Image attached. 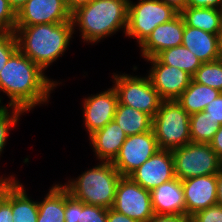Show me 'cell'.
Listing matches in <instances>:
<instances>
[{
  "label": "cell",
  "mask_w": 222,
  "mask_h": 222,
  "mask_svg": "<svg viewBox=\"0 0 222 222\" xmlns=\"http://www.w3.org/2000/svg\"><path fill=\"white\" fill-rule=\"evenodd\" d=\"M121 174L112 162L101 161L63 186L69 194L85 204L110 209L114 205L117 184Z\"/></svg>",
  "instance_id": "277c9868"
},
{
  "label": "cell",
  "mask_w": 222,
  "mask_h": 222,
  "mask_svg": "<svg viewBox=\"0 0 222 222\" xmlns=\"http://www.w3.org/2000/svg\"><path fill=\"white\" fill-rule=\"evenodd\" d=\"M16 12L9 5L8 0H0V32H14Z\"/></svg>",
  "instance_id": "1f68e13d"
},
{
  "label": "cell",
  "mask_w": 222,
  "mask_h": 222,
  "mask_svg": "<svg viewBox=\"0 0 222 222\" xmlns=\"http://www.w3.org/2000/svg\"><path fill=\"white\" fill-rule=\"evenodd\" d=\"M163 64L175 66L193 76L202 62L183 45L163 50L156 56Z\"/></svg>",
  "instance_id": "d4e9b609"
},
{
  "label": "cell",
  "mask_w": 222,
  "mask_h": 222,
  "mask_svg": "<svg viewBox=\"0 0 222 222\" xmlns=\"http://www.w3.org/2000/svg\"><path fill=\"white\" fill-rule=\"evenodd\" d=\"M58 84L19 49L0 71V92L10 99L8 107H19L26 112L48 103L51 91Z\"/></svg>",
  "instance_id": "6da1fadb"
},
{
  "label": "cell",
  "mask_w": 222,
  "mask_h": 222,
  "mask_svg": "<svg viewBox=\"0 0 222 222\" xmlns=\"http://www.w3.org/2000/svg\"><path fill=\"white\" fill-rule=\"evenodd\" d=\"M112 208L137 222H148L154 215L150 191L129 176H121Z\"/></svg>",
  "instance_id": "9c48e42d"
},
{
  "label": "cell",
  "mask_w": 222,
  "mask_h": 222,
  "mask_svg": "<svg viewBox=\"0 0 222 222\" xmlns=\"http://www.w3.org/2000/svg\"><path fill=\"white\" fill-rule=\"evenodd\" d=\"M157 150H159V147L153 130L127 136L112 163L122 176H129Z\"/></svg>",
  "instance_id": "30bf717a"
},
{
  "label": "cell",
  "mask_w": 222,
  "mask_h": 222,
  "mask_svg": "<svg viewBox=\"0 0 222 222\" xmlns=\"http://www.w3.org/2000/svg\"><path fill=\"white\" fill-rule=\"evenodd\" d=\"M13 222H37L38 201H33L19 180H12Z\"/></svg>",
  "instance_id": "cb8c5ba5"
},
{
  "label": "cell",
  "mask_w": 222,
  "mask_h": 222,
  "mask_svg": "<svg viewBox=\"0 0 222 222\" xmlns=\"http://www.w3.org/2000/svg\"><path fill=\"white\" fill-rule=\"evenodd\" d=\"M129 0H90L71 12L74 32L78 27L80 38L86 43H98L119 30L125 35Z\"/></svg>",
  "instance_id": "7a4b0ae2"
},
{
  "label": "cell",
  "mask_w": 222,
  "mask_h": 222,
  "mask_svg": "<svg viewBox=\"0 0 222 222\" xmlns=\"http://www.w3.org/2000/svg\"><path fill=\"white\" fill-rule=\"evenodd\" d=\"M217 46L219 59L222 60V28L217 33Z\"/></svg>",
  "instance_id": "ee69618b"
},
{
  "label": "cell",
  "mask_w": 222,
  "mask_h": 222,
  "mask_svg": "<svg viewBox=\"0 0 222 222\" xmlns=\"http://www.w3.org/2000/svg\"><path fill=\"white\" fill-rule=\"evenodd\" d=\"M204 112H208V116L222 125V92L206 106Z\"/></svg>",
  "instance_id": "e575fe53"
},
{
  "label": "cell",
  "mask_w": 222,
  "mask_h": 222,
  "mask_svg": "<svg viewBox=\"0 0 222 222\" xmlns=\"http://www.w3.org/2000/svg\"><path fill=\"white\" fill-rule=\"evenodd\" d=\"M88 138L93 152L97 156L96 159L100 162H112L118 155L127 135L117 122L112 120L104 128L95 131Z\"/></svg>",
  "instance_id": "ac0fdd59"
},
{
  "label": "cell",
  "mask_w": 222,
  "mask_h": 222,
  "mask_svg": "<svg viewBox=\"0 0 222 222\" xmlns=\"http://www.w3.org/2000/svg\"><path fill=\"white\" fill-rule=\"evenodd\" d=\"M192 79L202 85L210 86L222 92V60L202 63Z\"/></svg>",
  "instance_id": "4316f807"
},
{
  "label": "cell",
  "mask_w": 222,
  "mask_h": 222,
  "mask_svg": "<svg viewBox=\"0 0 222 222\" xmlns=\"http://www.w3.org/2000/svg\"><path fill=\"white\" fill-rule=\"evenodd\" d=\"M2 98H3V97L0 96V106H5V105H3L2 102H1V101H3ZM1 104H2V105H1Z\"/></svg>",
  "instance_id": "bcb514c9"
},
{
  "label": "cell",
  "mask_w": 222,
  "mask_h": 222,
  "mask_svg": "<svg viewBox=\"0 0 222 222\" xmlns=\"http://www.w3.org/2000/svg\"><path fill=\"white\" fill-rule=\"evenodd\" d=\"M65 0H27L16 12L15 26L65 23L71 21Z\"/></svg>",
  "instance_id": "8fae6325"
},
{
  "label": "cell",
  "mask_w": 222,
  "mask_h": 222,
  "mask_svg": "<svg viewBox=\"0 0 222 222\" xmlns=\"http://www.w3.org/2000/svg\"><path fill=\"white\" fill-rule=\"evenodd\" d=\"M78 222H107V209L78 200Z\"/></svg>",
  "instance_id": "f546056e"
},
{
  "label": "cell",
  "mask_w": 222,
  "mask_h": 222,
  "mask_svg": "<svg viewBox=\"0 0 222 222\" xmlns=\"http://www.w3.org/2000/svg\"><path fill=\"white\" fill-rule=\"evenodd\" d=\"M8 2L13 10L17 12L27 2V0H8Z\"/></svg>",
  "instance_id": "7bdbcfd3"
},
{
  "label": "cell",
  "mask_w": 222,
  "mask_h": 222,
  "mask_svg": "<svg viewBox=\"0 0 222 222\" xmlns=\"http://www.w3.org/2000/svg\"><path fill=\"white\" fill-rule=\"evenodd\" d=\"M144 60L152 65L147 76L162 100H176L192 80L186 71L163 64L157 57Z\"/></svg>",
  "instance_id": "7c38bea8"
},
{
  "label": "cell",
  "mask_w": 222,
  "mask_h": 222,
  "mask_svg": "<svg viewBox=\"0 0 222 222\" xmlns=\"http://www.w3.org/2000/svg\"><path fill=\"white\" fill-rule=\"evenodd\" d=\"M17 50L18 43L15 33L0 32V71Z\"/></svg>",
  "instance_id": "4dcf8cb0"
},
{
  "label": "cell",
  "mask_w": 222,
  "mask_h": 222,
  "mask_svg": "<svg viewBox=\"0 0 222 222\" xmlns=\"http://www.w3.org/2000/svg\"><path fill=\"white\" fill-rule=\"evenodd\" d=\"M182 45L195 54L202 63L219 59L217 34L185 25Z\"/></svg>",
  "instance_id": "d6986e66"
},
{
  "label": "cell",
  "mask_w": 222,
  "mask_h": 222,
  "mask_svg": "<svg viewBox=\"0 0 222 222\" xmlns=\"http://www.w3.org/2000/svg\"><path fill=\"white\" fill-rule=\"evenodd\" d=\"M171 153L175 177L181 181L203 175H214L222 168V160L207 143L189 142L173 149Z\"/></svg>",
  "instance_id": "8992f818"
},
{
  "label": "cell",
  "mask_w": 222,
  "mask_h": 222,
  "mask_svg": "<svg viewBox=\"0 0 222 222\" xmlns=\"http://www.w3.org/2000/svg\"><path fill=\"white\" fill-rule=\"evenodd\" d=\"M107 222H137L134 219H131L130 217L117 212L112 207L110 209H107Z\"/></svg>",
  "instance_id": "74e56055"
},
{
  "label": "cell",
  "mask_w": 222,
  "mask_h": 222,
  "mask_svg": "<svg viewBox=\"0 0 222 222\" xmlns=\"http://www.w3.org/2000/svg\"><path fill=\"white\" fill-rule=\"evenodd\" d=\"M152 117L145 112L118 103L114 120L127 136L152 130Z\"/></svg>",
  "instance_id": "7402d4cb"
},
{
  "label": "cell",
  "mask_w": 222,
  "mask_h": 222,
  "mask_svg": "<svg viewBox=\"0 0 222 222\" xmlns=\"http://www.w3.org/2000/svg\"><path fill=\"white\" fill-rule=\"evenodd\" d=\"M118 103L117 92L113 86L83 100V122L88 136L114 120Z\"/></svg>",
  "instance_id": "4fadbf2b"
},
{
  "label": "cell",
  "mask_w": 222,
  "mask_h": 222,
  "mask_svg": "<svg viewBox=\"0 0 222 222\" xmlns=\"http://www.w3.org/2000/svg\"><path fill=\"white\" fill-rule=\"evenodd\" d=\"M211 148L217 153L218 157L222 160V125L215 133L212 141L209 143Z\"/></svg>",
  "instance_id": "f35d334b"
},
{
  "label": "cell",
  "mask_w": 222,
  "mask_h": 222,
  "mask_svg": "<svg viewBox=\"0 0 222 222\" xmlns=\"http://www.w3.org/2000/svg\"><path fill=\"white\" fill-rule=\"evenodd\" d=\"M129 0L125 36L136 39L140 46L160 24L171 21L179 13L161 0Z\"/></svg>",
  "instance_id": "52a82bcc"
},
{
  "label": "cell",
  "mask_w": 222,
  "mask_h": 222,
  "mask_svg": "<svg viewBox=\"0 0 222 222\" xmlns=\"http://www.w3.org/2000/svg\"><path fill=\"white\" fill-rule=\"evenodd\" d=\"M220 125L216 123L208 112H196L190 115V137L191 142L209 144Z\"/></svg>",
  "instance_id": "484cf974"
},
{
  "label": "cell",
  "mask_w": 222,
  "mask_h": 222,
  "mask_svg": "<svg viewBox=\"0 0 222 222\" xmlns=\"http://www.w3.org/2000/svg\"><path fill=\"white\" fill-rule=\"evenodd\" d=\"M172 7L179 14L187 7V0H161Z\"/></svg>",
  "instance_id": "ab89813d"
},
{
  "label": "cell",
  "mask_w": 222,
  "mask_h": 222,
  "mask_svg": "<svg viewBox=\"0 0 222 222\" xmlns=\"http://www.w3.org/2000/svg\"><path fill=\"white\" fill-rule=\"evenodd\" d=\"M220 93L219 90L199 84L192 79L189 86L176 101L189 115H191L196 112L204 111L206 106L216 99Z\"/></svg>",
  "instance_id": "ffe728a7"
},
{
  "label": "cell",
  "mask_w": 222,
  "mask_h": 222,
  "mask_svg": "<svg viewBox=\"0 0 222 222\" xmlns=\"http://www.w3.org/2000/svg\"><path fill=\"white\" fill-rule=\"evenodd\" d=\"M24 112L27 113L19 107L0 106V156L6 145L11 128L17 125L20 116L23 115Z\"/></svg>",
  "instance_id": "83f0119b"
},
{
  "label": "cell",
  "mask_w": 222,
  "mask_h": 222,
  "mask_svg": "<svg viewBox=\"0 0 222 222\" xmlns=\"http://www.w3.org/2000/svg\"><path fill=\"white\" fill-rule=\"evenodd\" d=\"M65 222H78V200L65 188Z\"/></svg>",
  "instance_id": "836d02e7"
},
{
  "label": "cell",
  "mask_w": 222,
  "mask_h": 222,
  "mask_svg": "<svg viewBox=\"0 0 222 222\" xmlns=\"http://www.w3.org/2000/svg\"><path fill=\"white\" fill-rule=\"evenodd\" d=\"M49 192L38 201L37 222H65V187L53 184Z\"/></svg>",
  "instance_id": "44dd1931"
},
{
  "label": "cell",
  "mask_w": 222,
  "mask_h": 222,
  "mask_svg": "<svg viewBox=\"0 0 222 222\" xmlns=\"http://www.w3.org/2000/svg\"><path fill=\"white\" fill-rule=\"evenodd\" d=\"M186 216L217 204V174L203 175L182 180Z\"/></svg>",
  "instance_id": "9a60e30c"
},
{
  "label": "cell",
  "mask_w": 222,
  "mask_h": 222,
  "mask_svg": "<svg viewBox=\"0 0 222 222\" xmlns=\"http://www.w3.org/2000/svg\"><path fill=\"white\" fill-rule=\"evenodd\" d=\"M12 219V180H5L0 185V222H13Z\"/></svg>",
  "instance_id": "f1b7e54d"
},
{
  "label": "cell",
  "mask_w": 222,
  "mask_h": 222,
  "mask_svg": "<svg viewBox=\"0 0 222 222\" xmlns=\"http://www.w3.org/2000/svg\"><path fill=\"white\" fill-rule=\"evenodd\" d=\"M184 26L180 14L171 21L158 25L139 46L141 57H156L163 50L182 45Z\"/></svg>",
  "instance_id": "2e32d148"
},
{
  "label": "cell",
  "mask_w": 222,
  "mask_h": 222,
  "mask_svg": "<svg viewBox=\"0 0 222 222\" xmlns=\"http://www.w3.org/2000/svg\"><path fill=\"white\" fill-rule=\"evenodd\" d=\"M17 178L12 174L11 176L7 177H0V185L5 181V180H16Z\"/></svg>",
  "instance_id": "f6af8a7d"
},
{
  "label": "cell",
  "mask_w": 222,
  "mask_h": 222,
  "mask_svg": "<svg viewBox=\"0 0 222 222\" xmlns=\"http://www.w3.org/2000/svg\"><path fill=\"white\" fill-rule=\"evenodd\" d=\"M180 15L185 25L217 34L222 28V9L186 7Z\"/></svg>",
  "instance_id": "603a6c76"
},
{
  "label": "cell",
  "mask_w": 222,
  "mask_h": 222,
  "mask_svg": "<svg viewBox=\"0 0 222 222\" xmlns=\"http://www.w3.org/2000/svg\"><path fill=\"white\" fill-rule=\"evenodd\" d=\"M90 0H65L67 7L73 11L77 6L88 3Z\"/></svg>",
  "instance_id": "b9f144b4"
},
{
  "label": "cell",
  "mask_w": 222,
  "mask_h": 222,
  "mask_svg": "<svg viewBox=\"0 0 222 222\" xmlns=\"http://www.w3.org/2000/svg\"><path fill=\"white\" fill-rule=\"evenodd\" d=\"M112 78L119 103L145 112L152 118L154 117L159 110L162 99L154 89L148 76L113 73Z\"/></svg>",
  "instance_id": "ba28073f"
},
{
  "label": "cell",
  "mask_w": 222,
  "mask_h": 222,
  "mask_svg": "<svg viewBox=\"0 0 222 222\" xmlns=\"http://www.w3.org/2000/svg\"><path fill=\"white\" fill-rule=\"evenodd\" d=\"M187 7L222 9V0H187Z\"/></svg>",
  "instance_id": "d590c367"
},
{
  "label": "cell",
  "mask_w": 222,
  "mask_h": 222,
  "mask_svg": "<svg viewBox=\"0 0 222 222\" xmlns=\"http://www.w3.org/2000/svg\"><path fill=\"white\" fill-rule=\"evenodd\" d=\"M190 218L188 216L178 214H166L158 215L154 214L148 222H188Z\"/></svg>",
  "instance_id": "8d00e7d4"
},
{
  "label": "cell",
  "mask_w": 222,
  "mask_h": 222,
  "mask_svg": "<svg viewBox=\"0 0 222 222\" xmlns=\"http://www.w3.org/2000/svg\"><path fill=\"white\" fill-rule=\"evenodd\" d=\"M129 177L144 189L151 191L175 178L171 150L159 149Z\"/></svg>",
  "instance_id": "5bb4252c"
},
{
  "label": "cell",
  "mask_w": 222,
  "mask_h": 222,
  "mask_svg": "<svg viewBox=\"0 0 222 222\" xmlns=\"http://www.w3.org/2000/svg\"><path fill=\"white\" fill-rule=\"evenodd\" d=\"M217 204L222 205V168L217 173Z\"/></svg>",
  "instance_id": "60d3db41"
},
{
  "label": "cell",
  "mask_w": 222,
  "mask_h": 222,
  "mask_svg": "<svg viewBox=\"0 0 222 222\" xmlns=\"http://www.w3.org/2000/svg\"><path fill=\"white\" fill-rule=\"evenodd\" d=\"M192 222H222V205L215 204L194 214Z\"/></svg>",
  "instance_id": "d6a6232c"
},
{
  "label": "cell",
  "mask_w": 222,
  "mask_h": 222,
  "mask_svg": "<svg viewBox=\"0 0 222 222\" xmlns=\"http://www.w3.org/2000/svg\"><path fill=\"white\" fill-rule=\"evenodd\" d=\"M18 49L44 72L70 46L72 20L65 23L15 26Z\"/></svg>",
  "instance_id": "3957f363"
},
{
  "label": "cell",
  "mask_w": 222,
  "mask_h": 222,
  "mask_svg": "<svg viewBox=\"0 0 222 222\" xmlns=\"http://www.w3.org/2000/svg\"><path fill=\"white\" fill-rule=\"evenodd\" d=\"M190 115L176 100H162L152 119V130L159 149L173 150L189 142Z\"/></svg>",
  "instance_id": "5b68a950"
},
{
  "label": "cell",
  "mask_w": 222,
  "mask_h": 222,
  "mask_svg": "<svg viewBox=\"0 0 222 222\" xmlns=\"http://www.w3.org/2000/svg\"><path fill=\"white\" fill-rule=\"evenodd\" d=\"M154 214H178L186 216V204L182 181L174 179L162 183L150 191Z\"/></svg>",
  "instance_id": "e0dca14e"
}]
</instances>
